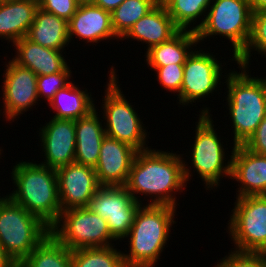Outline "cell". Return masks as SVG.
<instances>
[{
  "mask_svg": "<svg viewBox=\"0 0 266 267\" xmlns=\"http://www.w3.org/2000/svg\"><path fill=\"white\" fill-rule=\"evenodd\" d=\"M259 51L266 56V10L252 13L251 34L245 49L236 57L239 66L248 67L251 50Z\"/></svg>",
  "mask_w": 266,
  "mask_h": 267,
  "instance_id": "30",
  "label": "cell"
},
{
  "mask_svg": "<svg viewBox=\"0 0 266 267\" xmlns=\"http://www.w3.org/2000/svg\"><path fill=\"white\" fill-rule=\"evenodd\" d=\"M39 8L69 21L75 14L80 2L78 0H38Z\"/></svg>",
  "mask_w": 266,
  "mask_h": 267,
  "instance_id": "34",
  "label": "cell"
},
{
  "mask_svg": "<svg viewBox=\"0 0 266 267\" xmlns=\"http://www.w3.org/2000/svg\"><path fill=\"white\" fill-rule=\"evenodd\" d=\"M156 6L154 0H124L111 12L112 28L122 39L140 18Z\"/></svg>",
  "mask_w": 266,
  "mask_h": 267,
  "instance_id": "27",
  "label": "cell"
},
{
  "mask_svg": "<svg viewBox=\"0 0 266 267\" xmlns=\"http://www.w3.org/2000/svg\"><path fill=\"white\" fill-rule=\"evenodd\" d=\"M13 264L14 261L8 256L0 243V267H11Z\"/></svg>",
  "mask_w": 266,
  "mask_h": 267,
  "instance_id": "37",
  "label": "cell"
},
{
  "mask_svg": "<svg viewBox=\"0 0 266 267\" xmlns=\"http://www.w3.org/2000/svg\"><path fill=\"white\" fill-rule=\"evenodd\" d=\"M154 69L157 73L158 81L164 89L172 92H177L180 94L182 81H183V71L184 64H169L166 66H161Z\"/></svg>",
  "mask_w": 266,
  "mask_h": 267,
  "instance_id": "33",
  "label": "cell"
},
{
  "mask_svg": "<svg viewBox=\"0 0 266 267\" xmlns=\"http://www.w3.org/2000/svg\"><path fill=\"white\" fill-rule=\"evenodd\" d=\"M50 233L39 217L8 196L0 198V243L14 263L26 259Z\"/></svg>",
  "mask_w": 266,
  "mask_h": 267,
  "instance_id": "5",
  "label": "cell"
},
{
  "mask_svg": "<svg viewBox=\"0 0 266 267\" xmlns=\"http://www.w3.org/2000/svg\"><path fill=\"white\" fill-rule=\"evenodd\" d=\"M206 18L192 26L190 31L196 32L198 42L207 36L222 35L231 41L233 58L245 49L251 34L252 9L248 0H212Z\"/></svg>",
  "mask_w": 266,
  "mask_h": 267,
  "instance_id": "6",
  "label": "cell"
},
{
  "mask_svg": "<svg viewBox=\"0 0 266 267\" xmlns=\"http://www.w3.org/2000/svg\"><path fill=\"white\" fill-rule=\"evenodd\" d=\"M252 12L266 10V0H248Z\"/></svg>",
  "mask_w": 266,
  "mask_h": 267,
  "instance_id": "38",
  "label": "cell"
},
{
  "mask_svg": "<svg viewBox=\"0 0 266 267\" xmlns=\"http://www.w3.org/2000/svg\"><path fill=\"white\" fill-rule=\"evenodd\" d=\"M11 267H23L20 263H14Z\"/></svg>",
  "mask_w": 266,
  "mask_h": 267,
  "instance_id": "40",
  "label": "cell"
},
{
  "mask_svg": "<svg viewBox=\"0 0 266 267\" xmlns=\"http://www.w3.org/2000/svg\"><path fill=\"white\" fill-rule=\"evenodd\" d=\"M69 42L72 36L86 42L97 43L109 38L117 39L111 23V12L88 3H80L75 14L68 21Z\"/></svg>",
  "mask_w": 266,
  "mask_h": 267,
  "instance_id": "18",
  "label": "cell"
},
{
  "mask_svg": "<svg viewBox=\"0 0 266 267\" xmlns=\"http://www.w3.org/2000/svg\"><path fill=\"white\" fill-rule=\"evenodd\" d=\"M176 207L167 205L139 206L126 236L129 254L123 253L126 267H154L168 241L170 228L175 223Z\"/></svg>",
  "mask_w": 266,
  "mask_h": 267,
  "instance_id": "3",
  "label": "cell"
},
{
  "mask_svg": "<svg viewBox=\"0 0 266 267\" xmlns=\"http://www.w3.org/2000/svg\"><path fill=\"white\" fill-rule=\"evenodd\" d=\"M243 146L257 154L266 155V117L260 122L255 132Z\"/></svg>",
  "mask_w": 266,
  "mask_h": 267,
  "instance_id": "35",
  "label": "cell"
},
{
  "mask_svg": "<svg viewBox=\"0 0 266 267\" xmlns=\"http://www.w3.org/2000/svg\"><path fill=\"white\" fill-rule=\"evenodd\" d=\"M108 87L105 90L103 119L106 120V136L125 143L137 151L147 150V133L134 107L130 105L117 85L118 79L112 66Z\"/></svg>",
  "mask_w": 266,
  "mask_h": 267,
  "instance_id": "7",
  "label": "cell"
},
{
  "mask_svg": "<svg viewBox=\"0 0 266 267\" xmlns=\"http://www.w3.org/2000/svg\"><path fill=\"white\" fill-rule=\"evenodd\" d=\"M158 6H166L171 0H154Z\"/></svg>",
  "mask_w": 266,
  "mask_h": 267,
  "instance_id": "39",
  "label": "cell"
},
{
  "mask_svg": "<svg viewBox=\"0 0 266 267\" xmlns=\"http://www.w3.org/2000/svg\"><path fill=\"white\" fill-rule=\"evenodd\" d=\"M3 113L8 121L31 109L38 100L37 75L27 67L18 65L13 60L6 64L3 74Z\"/></svg>",
  "mask_w": 266,
  "mask_h": 267,
  "instance_id": "13",
  "label": "cell"
},
{
  "mask_svg": "<svg viewBox=\"0 0 266 267\" xmlns=\"http://www.w3.org/2000/svg\"><path fill=\"white\" fill-rule=\"evenodd\" d=\"M124 0H92V4L103 8L106 11L112 12L116 9Z\"/></svg>",
  "mask_w": 266,
  "mask_h": 267,
  "instance_id": "36",
  "label": "cell"
},
{
  "mask_svg": "<svg viewBox=\"0 0 266 267\" xmlns=\"http://www.w3.org/2000/svg\"><path fill=\"white\" fill-rule=\"evenodd\" d=\"M50 229L69 250L109 247L112 246L110 241H116L107 221L87 207L62 211Z\"/></svg>",
  "mask_w": 266,
  "mask_h": 267,
  "instance_id": "8",
  "label": "cell"
},
{
  "mask_svg": "<svg viewBox=\"0 0 266 267\" xmlns=\"http://www.w3.org/2000/svg\"><path fill=\"white\" fill-rule=\"evenodd\" d=\"M213 54L205 53L201 49L191 52L184 64L183 81L179 104L187 105L195 100L210 95L221 83V63ZM216 59V60H215ZM220 82V83H218Z\"/></svg>",
  "mask_w": 266,
  "mask_h": 267,
  "instance_id": "12",
  "label": "cell"
},
{
  "mask_svg": "<svg viewBox=\"0 0 266 267\" xmlns=\"http://www.w3.org/2000/svg\"><path fill=\"white\" fill-rule=\"evenodd\" d=\"M97 109L87 116L75 120L76 150L74 162L80 165L96 167L100 148L106 136L102 121L97 115Z\"/></svg>",
  "mask_w": 266,
  "mask_h": 267,
  "instance_id": "22",
  "label": "cell"
},
{
  "mask_svg": "<svg viewBox=\"0 0 266 267\" xmlns=\"http://www.w3.org/2000/svg\"><path fill=\"white\" fill-rule=\"evenodd\" d=\"M72 267H126L114 246L71 250Z\"/></svg>",
  "mask_w": 266,
  "mask_h": 267,
  "instance_id": "28",
  "label": "cell"
},
{
  "mask_svg": "<svg viewBox=\"0 0 266 267\" xmlns=\"http://www.w3.org/2000/svg\"><path fill=\"white\" fill-rule=\"evenodd\" d=\"M197 44L196 32L180 30L168 41L146 51L147 65L151 68H158L169 64H185L187 57L193 51L192 46Z\"/></svg>",
  "mask_w": 266,
  "mask_h": 267,
  "instance_id": "24",
  "label": "cell"
},
{
  "mask_svg": "<svg viewBox=\"0 0 266 267\" xmlns=\"http://www.w3.org/2000/svg\"><path fill=\"white\" fill-rule=\"evenodd\" d=\"M13 44L17 54L12 60L18 65L29 68L37 76L58 73L68 67L61 50L43 47L27 37Z\"/></svg>",
  "mask_w": 266,
  "mask_h": 267,
  "instance_id": "19",
  "label": "cell"
},
{
  "mask_svg": "<svg viewBox=\"0 0 266 267\" xmlns=\"http://www.w3.org/2000/svg\"><path fill=\"white\" fill-rule=\"evenodd\" d=\"M227 74V106L233 122L234 145H243L266 117V83L251 77L246 66Z\"/></svg>",
  "mask_w": 266,
  "mask_h": 267,
  "instance_id": "4",
  "label": "cell"
},
{
  "mask_svg": "<svg viewBox=\"0 0 266 267\" xmlns=\"http://www.w3.org/2000/svg\"><path fill=\"white\" fill-rule=\"evenodd\" d=\"M80 3H88V2H92V0H78Z\"/></svg>",
  "mask_w": 266,
  "mask_h": 267,
  "instance_id": "41",
  "label": "cell"
},
{
  "mask_svg": "<svg viewBox=\"0 0 266 267\" xmlns=\"http://www.w3.org/2000/svg\"><path fill=\"white\" fill-rule=\"evenodd\" d=\"M140 205L125 186H100L87 208L104 218L111 235L121 240L129 234Z\"/></svg>",
  "mask_w": 266,
  "mask_h": 267,
  "instance_id": "11",
  "label": "cell"
},
{
  "mask_svg": "<svg viewBox=\"0 0 266 267\" xmlns=\"http://www.w3.org/2000/svg\"><path fill=\"white\" fill-rule=\"evenodd\" d=\"M92 99L87 90H80L71 82L55 94L49 106L56 110L53 118L77 120L95 109Z\"/></svg>",
  "mask_w": 266,
  "mask_h": 267,
  "instance_id": "25",
  "label": "cell"
},
{
  "mask_svg": "<svg viewBox=\"0 0 266 267\" xmlns=\"http://www.w3.org/2000/svg\"><path fill=\"white\" fill-rule=\"evenodd\" d=\"M231 179L240 183L236 197L266 195V155L250 151L243 145H233Z\"/></svg>",
  "mask_w": 266,
  "mask_h": 267,
  "instance_id": "17",
  "label": "cell"
},
{
  "mask_svg": "<svg viewBox=\"0 0 266 267\" xmlns=\"http://www.w3.org/2000/svg\"><path fill=\"white\" fill-rule=\"evenodd\" d=\"M180 29L170 17L166 6L156 5L145 16L140 18L128 33L123 37L143 41L148 44L147 51L153 46L168 41L175 36Z\"/></svg>",
  "mask_w": 266,
  "mask_h": 267,
  "instance_id": "20",
  "label": "cell"
},
{
  "mask_svg": "<svg viewBox=\"0 0 266 267\" xmlns=\"http://www.w3.org/2000/svg\"><path fill=\"white\" fill-rule=\"evenodd\" d=\"M181 159L176 153L161 150L149 148L138 151L124 186L138 203H142L136 196L139 193L154 197L148 205L176 207L173 193L183 191L182 188L193 176Z\"/></svg>",
  "mask_w": 266,
  "mask_h": 267,
  "instance_id": "1",
  "label": "cell"
},
{
  "mask_svg": "<svg viewBox=\"0 0 266 267\" xmlns=\"http://www.w3.org/2000/svg\"><path fill=\"white\" fill-rule=\"evenodd\" d=\"M208 111L209 109L206 107L199 114L191 151L192 165L205 182L207 190L208 188L213 189L215 186L217 188L220 177L228 176L229 178L231 175V158L228 159L227 164L224 162L225 149L220 138L217 137L213 119Z\"/></svg>",
  "mask_w": 266,
  "mask_h": 267,
  "instance_id": "10",
  "label": "cell"
},
{
  "mask_svg": "<svg viewBox=\"0 0 266 267\" xmlns=\"http://www.w3.org/2000/svg\"><path fill=\"white\" fill-rule=\"evenodd\" d=\"M215 267H266V253L232 251Z\"/></svg>",
  "mask_w": 266,
  "mask_h": 267,
  "instance_id": "32",
  "label": "cell"
},
{
  "mask_svg": "<svg viewBox=\"0 0 266 267\" xmlns=\"http://www.w3.org/2000/svg\"><path fill=\"white\" fill-rule=\"evenodd\" d=\"M212 0H171L167 5V11L180 30H190L188 27L194 25L202 14L209 8Z\"/></svg>",
  "mask_w": 266,
  "mask_h": 267,
  "instance_id": "29",
  "label": "cell"
},
{
  "mask_svg": "<svg viewBox=\"0 0 266 267\" xmlns=\"http://www.w3.org/2000/svg\"><path fill=\"white\" fill-rule=\"evenodd\" d=\"M61 210L87 207L100 187L95 168L71 163L56 169Z\"/></svg>",
  "mask_w": 266,
  "mask_h": 267,
  "instance_id": "14",
  "label": "cell"
},
{
  "mask_svg": "<svg viewBox=\"0 0 266 267\" xmlns=\"http://www.w3.org/2000/svg\"><path fill=\"white\" fill-rule=\"evenodd\" d=\"M69 77H71L70 67L58 73L37 76L38 99L44 96L50 102L60 89L71 83Z\"/></svg>",
  "mask_w": 266,
  "mask_h": 267,
  "instance_id": "31",
  "label": "cell"
},
{
  "mask_svg": "<svg viewBox=\"0 0 266 267\" xmlns=\"http://www.w3.org/2000/svg\"><path fill=\"white\" fill-rule=\"evenodd\" d=\"M20 264L23 267H72L71 250L50 233Z\"/></svg>",
  "mask_w": 266,
  "mask_h": 267,
  "instance_id": "26",
  "label": "cell"
},
{
  "mask_svg": "<svg viewBox=\"0 0 266 267\" xmlns=\"http://www.w3.org/2000/svg\"><path fill=\"white\" fill-rule=\"evenodd\" d=\"M38 8V0H0V37L12 43L26 37Z\"/></svg>",
  "mask_w": 266,
  "mask_h": 267,
  "instance_id": "21",
  "label": "cell"
},
{
  "mask_svg": "<svg viewBox=\"0 0 266 267\" xmlns=\"http://www.w3.org/2000/svg\"><path fill=\"white\" fill-rule=\"evenodd\" d=\"M11 174L17 188L7 196L53 227L62 212L56 169L22 161L13 167Z\"/></svg>",
  "mask_w": 266,
  "mask_h": 267,
  "instance_id": "2",
  "label": "cell"
},
{
  "mask_svg": "<svg viewBox=\"0 0 266 267\" xmlns=\"http://www.w3.org/2000/svg\"><path fill=\"white\" fill-rule=\"evenodd\" d=\"M236 199L228 223L234 251L266 253V195Z\"/></svg>",
  "mask_w": 266,
  "mask_h": 267,
  "instance_id": "9",
  "label": "cell"
},
{
  "mask_svg": "<svg viewBox=\"0 0 266 267\" xmlns=\"http://www.w3.org/2000/svg\"><path fill=\"white\" fill-rule=\"evenodd\" d=\"M26 37L43 47L63 52L69 44L68 21L38 8Z\"/></svg>",
  "mask_w": 266,
  "mask_h": 267,
  "instance_id": "23",
  "label": "cell"
},
{
  "mask_svg": "<svg viewBox=\"0 0 266 267\" xmlns=\"http://www.w3.org/2000/svg\"><path fill=\"white\" fill-rule=\"evenodd\" d=\"M133 147L105 136L95 167L100 186H124L137 154Z\"/></svg>",
  "mask_w": 266,
  "mask_h": 267,
  "instance_id": "16",
  "label": "cell"
},
{
  "mask_svg": "<svg viewBox=\"0 0 266 267\" xmlns=\"http://www.w3.org/2000/svg\"><path fill=\"white\" fill-rule=\"evenodd\" d=\"M40 138L45 152L41 165L57 169L74 163L76 150L75 120L52 118L42 129Z\"/></svg>",
  "mask_w": 266,
  "mask_h": 267,
  "instance_id": "15",
  "label": "cell"
}]
</instances>
